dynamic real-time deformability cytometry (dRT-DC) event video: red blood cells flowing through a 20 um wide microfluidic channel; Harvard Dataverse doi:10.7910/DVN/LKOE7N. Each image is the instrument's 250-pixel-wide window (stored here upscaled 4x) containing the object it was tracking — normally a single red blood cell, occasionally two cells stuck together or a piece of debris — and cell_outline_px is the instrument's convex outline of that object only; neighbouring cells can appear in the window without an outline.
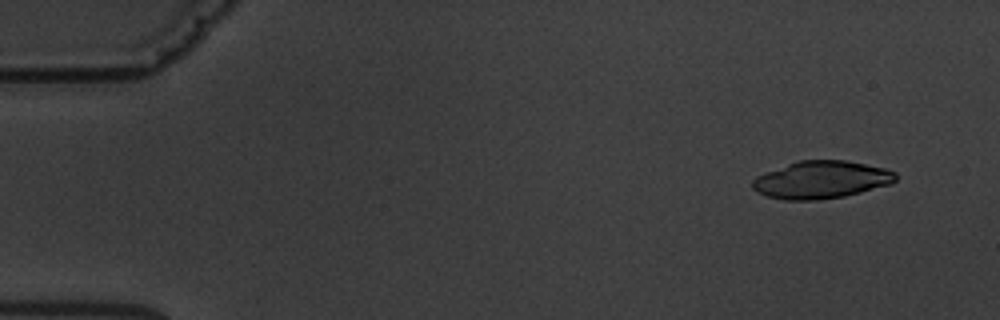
{"species": "common noctule bat (a hibernating species)", "species_latin": "Nyctalus noctula", "temperature_condition": "warm", "stored_images_in_passage": 5, "camera_frame_rate_fps": 3000, "um_per_image_px": 0.085, "animal": {"sex": "male", "body_mass_g": 19.5, "forearm_length_mm": 54.6}, "frame": {"image": 1, "passage_image": 1, "time_ms": 0.0, "image_size_px": [1000, 320], "cell_outline_px": [[896, 180], [892, 184], [844, 196], [816, 200], [784, 200], [764, 196], [756, 192], [752, 188], [752, 180], [756, 176], [788, 164], [800, 160], [844, 160], [884, 168], [896, 172]], "centroid_in_image_um": [69.78, 15.29], "position_along_channel_um": 15.2, "area_um2": 31.27}}